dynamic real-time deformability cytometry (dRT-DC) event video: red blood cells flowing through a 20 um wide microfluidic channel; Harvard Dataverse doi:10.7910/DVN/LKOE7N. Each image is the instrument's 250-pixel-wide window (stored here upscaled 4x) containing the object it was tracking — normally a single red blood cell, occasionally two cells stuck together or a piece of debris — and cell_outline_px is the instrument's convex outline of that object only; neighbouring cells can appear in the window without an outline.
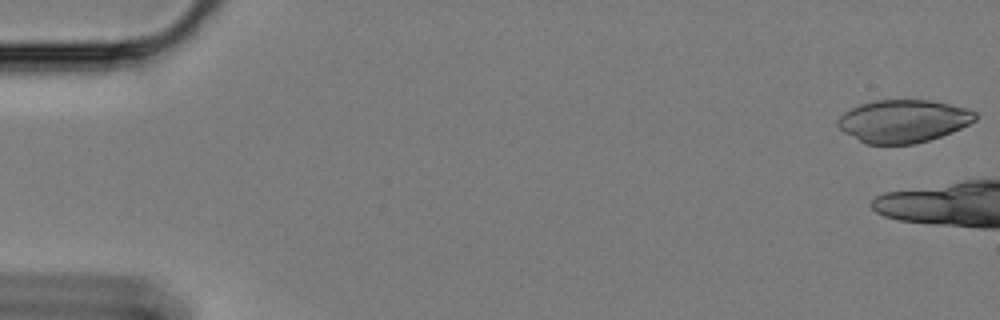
{"species": "Egyptian fruit bat (a non-hibernating species)", "species_latin": "Rousettus aegyptiacus", "temperature_condition": "cold", "stored_images_in_passage": 7, "camera_frame_rate_fps": 3000, "um_per_image_px": 0.085, "animal": {"sex": "female"}, "frame": {"image": 1, "passage_image": 1, "time_ms": 0.0, "image_size_px": [1000, 320], "cell_outline_px": [[976, 120], [952, 132], [928, 140], [912, 144], [864, 144], [844, 132], [836, 124], [836, 120], [844, 112], [860, 104], [876, 100], [928, 100], [948, 104], [964, 108], [976, 112]], "centroid_in_image_um": [76.74, 10.3], "position_along_channel_um": 8.3, "area_um2": 34.04}}